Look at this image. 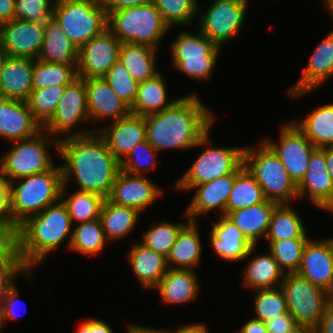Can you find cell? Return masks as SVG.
Wrapping results in <instances>:
<instances>
[{
	"label": "cell",
	"instance_id": "6da1fadb",
	"mask_svg": "<svg viewBox=\"0 0 333 333\" xmlns=\"http://www.w3.org/2000/svg\"><path fill=\"white\" fill-rule=\"evenodd\" d=\"M63 185L74 178L78 190L107 199L121 170L120 162L109 151L104 138L94 131L87 135L61 138L59 152Z\"/></svg>",
	"mask_w": 333,
	"mask_h": 333
},
{
	"label": "cell",
	"instance_id": "7a4b0ae2",
	"mask_svg": "<svg viewBox=\"0 0 333 333\" xmlns=\"http://www.w3.org/2000/svg\"><path fill=\"white\" fill-rule=\"evenodd\" d=\"M206 107L192 93L159 113L145 116L146 140L156 151L194 148L215 122Z\"/></svg>",
	"mask_w": 333,
	"mask_h": 333
},
{
	"label": "cell",
	"instance_id": "3957f363",
	"mask_svg": "<svg viewBox=\"0 0 333 333\" xmlns=\"http://www.w3.org/2000/svg\"><path fill=\"white\" fill-rule=\"evenodd\" d=\"M72 221L60 199L42 212L30 216L19 225V252L25 265L32 270L64 240H72Z\"/></svg>",
	"mask_w": 333,
	"mask_h": 333
},
{
	"label": "cell",
	"instance_id": "277c9868",
	"mask_svg": "<svg viewBox=\"0 0 333 333\" xmlns=\"http://www.w3.org/2000/svg\"><path fill=\"white\" fill-rule=\"evenodd\" d=\"M20 180V185L14 184L15 181L10 182V212L18 225L61 199V165Z\"/></svg>",
	"mask_w": 333,
	"mask_h": 333
},
{
	"label": "cell",
	"instance_id": "5b68a950",
	"mask_svg": "<svg viewBox=\"0 0 333 333\" xmlns=\"http://www.w3.org/2000/svg\"><path fill=\"white\" fill-rule=\"evenodd\" d=\"M244 166L261 186L266 200L290 204L298 199L297 186L281 160L264 141L257 148H244Z\"/></svg>",
	"mask_w": 333,
	"mask_h": 333
},
{
	"label": "cell",
	"instance_id": "8992f818",
	"mask_svg": "<svg viewBox=\"0 0 333 333\" xmlns=\"http://www.w3.org/2000/svg\"><path fill=\"white\" fill-rule=\"evenodd\" d=\"M107 28L121 43L157 48L169 26L153 3L126 7L108 14Z\"/></svg>",
	"mask_w": 333,
	"mask_h": 333
},
{
	"label": "cell",
	"instance_id": "52a82bcc",
	"mask_svg": "<svg viewBox=\"0 0 333 333\" xmlns=\"http://www.w3.org/2000/svg\"><path fill=\"white\" fill-rule=\"evenodd\" d=\"M209 136L210 130L196 144L206 146L190 168L176 181V189L190 191L194 186L234 173L244 163L245 147H212L209 146Z\"/></svg>",
	"mask_w": 333,
	"mask_h": 333
},
{
	"label": "cell",
	"instance_id": "ba28073f",
	"mask_svg": "<svg viewBox=\"0 0 333 333\" xmlns=\"http://www.w3.org/2000/svg\"><path fill=\"white\" fill-rule=\"evenodd\" d=\"M52 17L78 49L107 29L108 15L101 1L55 0Z\"/></svg>",
	"mask_w": 333,
	"mask_h": 333
},
{
	"label": "cell",
	"instance_id": "9c48e42d",
	"mask_svg": "<svg viewBox=\"0 0 333 333\" xmlns=\"http://www.w3.org/2000/svg\"><path fill=\"white\" fill-rule=\"evenodd\" d=\"M59 142L43 129L31 138L14 141L13 147L0 158V168L9 182L48 171L55 165L47 145L52 144L59 152Z\"/></svg>",
	"mask_w": 333,
	"mask_h": 333
},
{
	"label": "cell",
	"instance_id": "30bf717a",
	"mask_svg": "<svg viewBox=\"0 0 333 333\" xmlns=\"http://www.w3.org/2000/svg\"><path fill=\"white\" fill-rule=\"evenodd\" d=\"M280 287L286 298L288 312L295 322L315 327L324 314L326 300L331 294L297 272L285 273Z\"/></svg>",
	"mask_w": 333,
	"mask_h": 333
},
{
	"label": "cell",
	"instance_id": "8fae6325",
	"mask_svg": "<svg viewBox=\"0 0 333 333\" xmlns=\"http://www.w3.org/2000/svg\"><path fill=\"white\" fill-rule=\"evenodd\" d=\"M90 121L87 105V93L83 78L75 79L67 85L61 99L58 101L56 111L51 119L42 127L49 135L61 140L62 135L65 138L72 136H82L96 131L86 129L82 131H71L73 126L81 122Z\"/></svg>",
	"mask_w": 333,
	"mask_h": 333
},
{
	"label": "cell",
	"instance_id": "7c38bea8",
	"mask_svg": "<svg viewBox=\"0 0 333 333\" xmlns=\"http://www.w3.org/2000/svg\"><path fill=\"white\" fill-rule=\"evenodd\" d=\"M248 0H214L199 20V31L221 47L242 29Z\"/></svg>",
	"mask_w": 333,
	"mask_h": 333
},
{
	"label": "cell",
	"instance_id": "4fadbf2b",
	"mask_svg": "<svg viewBox=\"0 0 333 333\" xmlns=\"http://www.w3.org/2000/svg\"><path fill=\"white\" fill-rule=\"evenodd\" d=\"M281 160L297 186L303 179L312 153L317 149L294 125L285 123L279 131V143L263 140Z\"/></svg>",
	"mask_w": 333,
	"mask_h": 333
},
{
	"label": "cell",
	"instance_id": "5bb4252c",
	"mask_svg": "<svg viewBox=\"0 0 333 333\" xmlns=\"http://www.w3.org/2000/svg\"><path fill=\"white\" fill-rule=\"evenodd\" d=\"M121 42L107 28L78 49L77 76L103 77L118 61Z\"/></svg>",
	"mask_w": 333,
	"mask_h": 333
},
{
	"label": "cell",
	"instance_id": "9a60e30c",
	"mask_svg": "<svg viewBox=\"0 0 333 333\" xmlns=\"http://www.w3.org/2000/svg\"><path fill=\"white\" fill-rule=\"evenodd\" d=\"M45 23L13 19L0 25V40L11 57L37 59L44 40Z\"/></svg>",
	"mask_w": 333,
	"mask_h": 333
},
{
	"label": "cell",
	"instance_id": "2e32d148",
	"mask_svg": "<svg viewBox=\"0 0 333 333\" xmlns=\"http://www.w3.org/2000/svg\"><path fill=\"white\" fill-rule=\"evenodd\" d=\"M160 195L162 189L146 178V175H131L120 170L107 199L116 205L131 207L142 213Z\"/></svg>",
	"mask_w": 333,
	"mask_h": 333
},
{
	"label": "cell",
	"instance_id": "e0dca14e",
	"mask_svg": "<svg viewBox=\"0 0 333 333\" xmlns=\"http://www.w3.org/2000/svg\"><path fill=\"white\" fill-rule=\"evenodd\" d=\"M299 275L333 293V239H309L304 246Z\"/></svg>",
	"mask_w": 333,
	"mask_h": 333
},
{
	"label": "cell",
	"instance_id": "ac0fdd59",
	"mask_svg": "<svg viewBox=\"0 0 333 333\" xmlns=\"http://www.w3.org/2000/svg\"><path fill=\"white\" fill-rule=\"evenodd\" d=\"M244 163L231 174L219 177L216 180L194 186L196 190L193 200L187 206L186 215L190 221H196L198 216H206V213L219 209L221 216H226V204L233 189L235 176L244 168ZM197 216V217H196Z\"/></svg>",
	"mask_w": 333,
	"mask_h": 333
},
{
	"label": "cell",
	"instance_id": "d6986e66",
	"mask_svg": "<svg viewBox=\"0 0 333 333\" xmlns=\"http://www.w3.org/2000/svg\"><path fill=\"white\" fill-rule=\"evenodd\" d=\"M298 199L305 195L317 207L333 212V183L327 171L324 152L317 148L311 155L309 166L297 185Z\"/></svg>",
	"mask_w": 333,
	"mask_h": 333
},
{
	"label": "cell",
	"instance_id": "ffe728a7",
	"mask_svg": "<svg viewBox=\"0 0 333 333\" xmlns=\"http://www.w3.org/2000/svg\"><path fill=\"white\" fill-rule=\"evenodd\" d=\"M333 76V30L317 45L297 82L288 88L291 98L317 89Z\"/></svg>",
	"mask_w": 333,
	"mask_h": 333
},
{
	"label": "cell",
	"instance_id": "44dd1931",
	"mask_svg": "<svg viewBox=\"0 0 333 333\" xmlns=\"http://www.w3.org/2000/svg\"><path fill=\"white\" fill-rule=\"evenodd\" d=\"M96 131L104 138L109 151L120 162L138 143L146 140L145 117L130 113Z\"/></svg>",
	"mask_w": 333,
	"mask_h": 333
},
{
	"label": "cell",
	"instance_id": "7402d4cb",
	"mask_svg": "<svg viewBox=\"0 0 333 333\" xmlns=\"http://www.w3.org/2000/svg\"><path fill=\"white\" fill-rule=\"evenodd\" d=\"M83 79L90 122L109 118L115 121L131 113L130 107L117 96L103 77Z\"/></svg>",
	"mask_w": 333,
	"mask_h": 333
},
{
	"label": "cell",
	"instance_id": "603a6c76",
	"mask_svg": "<svg viewBox=\"0 0 333 333\" xmlns=\"http://www.w3.org/2000/svg\"><path fill=\"white\" fill-rule=\"evenodd\" d=\"M42 129L26 101L0 98V137L14 142L31 138Z\"/></svg>",
	"mask_w": 333,
	"mask_h": 333
},
{
	"label": "cell",
	"instance_id": "cb8c5ba5",
	"mask_svg": "<svg viewBox=\"0 0 333 333\" xmlns=\"http://www.w3.org/2000/svg\"><path fill=\"white\" fill-rule=\"evenodd\" d=\"M210 235L215 253L227 262H241L256 248V245L249 242L234 222L225 215H220L218 222L213 223Z\"/></svg>",
	"mask_w": 333,
	"mask_h": 333
},
{
	"label": "cell",
	"instance_id": "d4e9b609",
	"mask_svg": "<svg viewBox=\"0 0 333 333\" xmlns=\"http://www.w3.org/2000/svg\"><path fill=\"white\" fill-rule=\"evenodd\" d=\"M36 59L8 56L0 78V98L26 101L33 91V69Z\"/></svg>",
	"mask_w": 333,
	"mask_h": 333
},
{
	"label": "cell",
	"instance_id": "484cf974",
	"mask_svg": "<svg viewBox=\"0 0 333 333\" xmlns=\"http://www.w3.org/2000/svg\"><path fill=\"white\" fill-rule=\"evenodd\" d=\"M197 224V221H190L187 218L186 224L178 232L175 243L166 257L168 268L195 270L199 267L203 248Z\"/></svg>",
	"mask_w": 333,
	"mask_h": 333
},
{
	"label": "cell",
	"instance_id": "4316f807",
	"mask_svg": "<svg viewBox=\"0 0 333 333\" xmlns=\"http://www.w3.org/2000/svg\"><path fill=\"white\" fill-rule=\"evenodd\" d=\"M154 289L164 304H183L197 298L199 283L194 270L168 268Z\"/></svg>",
	"mask_w": 333,
	"mask_h": 333
},
{
	"label": "cell",
	"instance_id": "83f0119b",
	"mask_svg": "<svg viewBox=\"0 0 333 333\" xmlns=\"http://www.w3.org/2000/svg\"><path fill=\"white\" fill-rule=\"evenodd\" d=\"M127 258L135 278L145 289L155 288L168 269L166 257L142 243L134 244Z\"/></svg>",
	"mask_w": 333,
	"mask_h": 333
},
{
	"label": "cell",
	"instance_id": "f1b7e54d",
	"mask_svg": "<svg viewBox=\"0 0 333 333\" xmlns=\"http://www.w3.org/2000/svg\"><path fill=\"white\" fill-rule=\"evenodd\" d=\"M37 60L57 64H77L78 62V48L53 17L45 22L44 40Z\"/></svg>",
	"mask_w": 333,
	"mask_h": 333
},
{
	"label": "cell",
	"instance_id": "f546056e",
	"mask_svg": "<svg viewBox=\"0 0 333 333\" xmlns=\"http://www.w3.org/2000/svg\"><path fill=\"white\" fill-rule=\"evenodd\" d=\"M277 203L265 202L231 212L227 217L241 230L242 234L253 245L260 238L265 239L268 232L272 212Z\"/></svg>",
	"mask_w": 333,
	"mask_h": 333
},
{
	"label": "cell",
	"instance_id": "4dcf8cb0",
	"mask_svg": "<svg viewBox=\"0 0 333 333\" xmlns=\"http://www.w3.org/2000/svg\"><path fill=\"white\" fill-rule=\"evenodd\" d=\"M164 80L162 73L159 72L151 79L140 82L130 112L145 117L172 106L179 98L168 101Z\"/></svg>",
	"mask_w": 333,
	"mask_h": 333
},
{
	"label": "cell",
	"instance_id": "1f68e13d",
	"mask_svg": "<svg viewBox=\"0 0 333 333\" xmlns=\"http://www.w3.org/2000/svg\"><path fill=\"white\" fill-rule=\"evenodd\" d=\"M244 269L242 282L253 291L279 287L285 275L270 251L251 258Z\"/></svg>",
	"mask_w": 333,
	"mask_h": 333
},
{
	"label": "cell",
	"instance_id": "d6a6232c",
	"mask_svg": "<svg viewBox=\"0 0 333 333\" xmlns=\"http://www.w3.org/2000/svg\"><path fill=\"white\" fill-rule=\"evenodd\" d=\"M156 51V48L143 44L122 43L118 60L140 83L151 79L160 72L156 67Z\"/></svg>",
	"mask_w": 333,
	"mask_h": 333
},
{
	"label": "cell",
	"instance_id": "836d02e7",
	"mask_svg": "<svg viewBox=\"0 0 333 333\" xmlns=\"http://www.w3.org/2000/svg\"><path fill=\"white\" fill-rule=\"evenodd\" d=\"M141 212L131 207L119 206L105 199L100 212V222L107 241L125 238L135 228Z\"/></svg>",
	"mask_w": 333,
	"mask_h": 333
},
{
	"label": "cell",
	"instance_id": "e575fe53",
	"mask_svg": "<svg viewBox=\"0 0 333 333\" xmlns=\"http://www.w3.org/2000/svg\"><path fill=\"white\" fill-rule=\"evenodd\" d=\"M293 123L316 148L333 146V103L319 106L303 121Z\"/></svg>",
	"mask_w": 333,
	"mask_h": 333
},
{
	"label": "cell",
	"instance_id": "d590c367",
	"mask_svg": "<svg viewBox=\"0 0 333 333\" xmlns=\"http://www.w3.org/2000/svg\"><path fill=\"white\" fill-rule=\"evenodd\" d=\"M296 210L290 204H277L272 212L265 239L280 241L293 238H308L307 230Z\"/></svg>",
	"mask_w": 333,
	"mask_h": 333
},
{
	"label": "cell",
	"instance_id": "8d00e7d4",
	"mask_svg": "<svg viewBox=\"0 0 333 333\" xmlns=\"http://www.w3.org/2000/svg\"><path fill=\"white\" fill-rule=\"evenodd\" d=\"M266 199L261 186L255 177L244 167L236 176L228 202L226 204V216L231 212L247 208Z\"/></svg>",
	"mask_w": 333,
	"mask_h": 333
},
{
	"label": "cell",
	"instance_id": "74e56055",
	"mask_svg": "<svg viewBox=\"0 0 333 333\" xmlns=\"http://www.w3.org/2000/svg\"><path fill=\"white\" fill-rule=\"evenodd\" d=\"M67 187V185L62 186L61 200L68 210L72 224H74V220L80 224L99 219L105 198L95 193L80 190L73 192L69 197H65Z\"/></svg>",
	"mask_w": 333,
	"mask_h": 333
},
{
	"label": "cell",
	"instance_id": "f35d334b",
	"mask_svg": "<svg viewBox=\"0 0 333 333\" xmlns=\"http://www.w3.org/2000/svg\"><path fill=\"white\" fill-rule=\"evenodd\" d=\"M107 239L100 219L80 223L74 227L69 249L95 256L105 247Z\"/></svg>",
	"mask_w": 333,
	"mask_h": 333
},
{
	"label": "cell",
	"instance_id": "ab89813d",
	"mask_svg": "<svg viewBox=\"0 0 333 333\" xmlns=\"http://www.w3.org/2000/svg\"><path fill=\"white\" fill-rule=\"evenodd\" d=\"M77 78V64L45 63L35 60L32 76L33 89L69 85Z\"/></svg>",
	"mask_w": 333,
	"mask_h": 333
},
{
	"label": "cell",
	"instance_id": "60d3db41",
	"mask_svg": "<svg viewBox=\"0 0 333 333\" xmlns=\"http://www.w3.org/2000/svg\"><path fill=\"white\" fill-rule=\"evenodd\" d=\"M170 47L172 57L218 56L221 50L200 31L196 34L188 31L179 33Z\"/></svg>",
	"mask_w": 333,
	"mask_h": 333
},
{
	"label": "cell",
	"instance_id": "b9f144b4",
	"mask_svg": "<svg viewBox=\"0 0 333 333\" xmlns=\"http://www.w3.org/2000/svg\"><path fill=\"white\" fill-rule=\"evenodd\" d=\"M67 85L33 89L26 100L34 119L43 127L54 115Z\"/></svg>",
	"mask_w": 333,
	"mask_h": 333
},
{
	"label": "cell",
	"instance_id": "7bdbcfd3",
	"mask_svg": "<svg viewBox=\"0 0 333 333\" xmlns=\"http://www.w3.org/2000/svg\"><path fill=\"white\" fill-rule=\"evenodd\" d=\"M310 238H293L268 241V251L278 262L284 273H294L300 268L305 244Z\"/></svg>",
	"mask_w": 333,
	"mask_h": 333
},
{
	"label": "cell",
	"instance_id": "ee69618b",
	"mask_svg": "<svg viewBox=\"0 0 333 333\" xmlns=\"http://www.w3.org/2000/svg\"><path fill=\"white\" fill-rule=\"evenodd\" d=\"M198 2L199 0H153L152 3L160 12L163 21L171 29V26L176 24H192L193 18L200 15Z\"/></svg>",
	"mask_w": 333,
	"mask_h": 333
},
{
	"label": "cell",
	"instance_id": "f6af8a7d",
	"mask_svg": "<svg viewBox=\"0 0 333 333\" xmlns=\"http://www.w3.org/2000/svg\"><path fill=\"white\" fill-rule=\"evenodd\" d=\"M185 224L183 222L172 223L168 221L155 223V225L143 232L141 243L154 252L167 257L175 243L178 232Z\"/></svg>",
	"mask_w": 333,
	"mask_h": 333
},
{
	"label": "cell",
	"instance_id": "bcb514c9",
	"mask_svg": "<svg viewBox=\"0 0 333 333\" xmlns=\"http://www.w3.org/2000/svg\"><path fill=\"white\" fill-rule=\"evenodd\" d=\"M254 319L266 322L288 312L286 298L281 287L255 290Z\"/></svg>",
	"mask_w": 333,
	"mask_h": 333
},
{
	"label": "cell",
	"instance_id": "7dc6e473",
	"mask_svg": "<svg viewBox=\"0 0 333 333\" xmlns=\"http://www.w3.org/2000/svg\"><path fill=\"white\" fill-rule=\"evenodd\" d=\"M155 152L156 150L147 140L138 143L120 161V168L131 175H147L143 172L149 169L152 170L157 166Z\"/></svg>",
	"mask_w": 333,
	"mask_h": 333
},
{
	"label": "cell",
	"instance_id": "c3c4849f",
	"mask_svg": "<svg viewBox=\"0 0 333 333\" xmlns=\"http://www.w3.org/2000/svg\"><path fill=\"white\" fill-rule=\"evenodd\" d=\"M103 78L117 96L131 107L135 100L139 83L129 74L124 65L118 60Z\"/></svg>",
	"mask_w": 333,
	"mask_h": 333
},
{
	"label": "cell",
	"instance_id": "681fc988",
	"mask_svg": "<svg viewBox=\"0 0 333 333\" xmlns=\"http://www.w3.org/2000/svg\"><path fill=\"white\" fill-rule=\"evenodd\" d=\"M218 56L172 57L173 68L196 80L211 77Z\"/></svg>",
	"mask_w": 333,
	"mask_h": 333
},
{
	"label": "cell",
	"instance_id": "f907efd6",
	"mask_svg": "<svg viewBox=\"0 0 333 333\" xmlns=\"http://www.w3.org/2000/svg\"><path fill=\"white\" fill-rule=\"evenodd\" d=\"M55 0H15L14 19L45 23L53 15Z\"/></svg>",
	"mask_w": 333,
	"mask_h": 333
},
{
	"label": "cell",
	"instance_id": "816d5d0a",
	"mask_svg": "<svg viewBox=\"0 0 333 333\" xmlns=\"http://www.w3.org/2000/svg\"><path fill=\"white\" fill-rule=\"evenodd\" d=\"M32 271L25 265L23 259L0 260V307L3 298L15 286L14 280L17 274L32 278Z\"/></svg>",
	"mask_w": 333,
	"mask_h": 333
},
{
	"label": "cell",
	"instance_id": "f5cc1de1",
	"mask_svg": "<svg viewBox=\"0 0 333 333\" xmlns=\"http://www.w3.org/2000/svg\"><path fill=\"white\" fill-rule=\"evenodd\" d=\"M22 259L19 252V225L0 224V260Z\"/></svg>",
	"mask_w": 333,
	"mask_h": 333
},
{
	"label": "cell",
	"instance_id": "db71d44e",
	"mask_svg": "<svg viewBox=\"0 0 333 333\" xmlns=\"http://www.w3.org/2000/svg\"><path fill=\"white\" fill-rule=\"evenodd\" d=\"M18 290L16 285L8 292V294L3 298L1 307H0V332L3 328L5 320L18 318L20 315L17 311L18 305ZM17 308V309H16ZM22 313V312H21Z\"/></svg>",
	"mask_w": 333,
	"mask_h": 333
},
{
	"label": "cell",
	"instance_id": "11a10c76",
	"mask_svg": "<svg viewBox=\"0 0 333 333\" xmlns=\"http://www.w3.org/2000/svg\"><path fill=\"white\" fill-rule=\"evenodd\" d=\"M264 323L268 333H286L297 325L294 317L289 312L276 316Z\"/></svg>",
	"mask_w": 333,
	"mask_h": 333
},
{
	"label": "cell",
	"instance_id": "9f6ffc18",
	"mask_svg": "<svg viewBox=\"0 0 333 333\" xmlns=\"http://www.w3.org/2000/svg\"><path fill=\"white\" fill-rule=\"evenodd\" d=\"M0 217H11L10 182L0 168Z\"/></svg>",
	"mask_w": 333,
	"mask_h": 333
},
{
	"label": "cell",
	"instance_id": "6f0895ef",
	"mask_svg": "<svg viewBox=\"0 0 333 333\" xmlns=\"http://www.w3.org/2000/svg\"><path fill=\"white\" fill-rule=\"evenodd\" d=\"M314 328L316 333H333V296L326 300L324 314Z\"/></svg>",
	"mask_w": 333,
	"mask_h": 333
},
{
	"label": "cell",
	"instance_id": "680465c9",
	"mask_svg": "<svg viewBox=\"0 0 333 333\" xmlns=\"http://www.w3.org/2000/svg\"><path fill=\"white\" fill-rule=\"evenodd\" d=\"M101 2L108 15L110 12L122 8L150 4L153 0H101Z\"/></svg>",
	"mask_w": 333,
	"mask_h": 333
},
{
	"label": "cell",
	"instance_id": "91938a15",
	"mask_svg": "<svg viewBox=\"0 0 333 333\" xmlns=\"http://www.w3.org/2000/svg\"><path fill=\"white\" fill-rule=\"evenodd\" d=\"M15 0H0V25L14 19Z\"/></svg>",
	"mask_w": 333,
	"mask_h": 333
},
{
	"label": "cell",
	"instance_id": "94428289",
	"mask_svg": "<svg viewBox=\"0 0 333 333\" xmlns=\"http://www.w3.org/2000/svg\"><path fill=\"white\" fill-rule=\"evenodd\" d=\"M238 333H268V331L264 322L252 318L241 327Z\"/></svg>",
	"mask_w": 333,
	"mask_h": 333
},
{
	"label": "cell",
	"instance_id": "6125c7cd",
	"mask_svg": "<svg viewBox=\"0 0 333 333\" xmlns=\"http://www.w3.org/2000/svg\"><path fill=\"white\" fill-rule=\"evenodd\" d=\"M168 333H209V330L206 328V324H187L181 325L179 328L177 327L176 331L168 330Z\"/></svg>",
	"mask_w": 333,
	"mask_h": 333
},
{
	"label": "cell",
	"instance_id": "be15d7a7",
	"mask_svg": "<svg viewBox=\"0 0 333 333\" xmlns=\"http://www.w3.org/2000/svg\"><path fill=\"white\" fill-rule=\"evenodd\" d=\"M128 331L127 333H168V330H164V329H154L151 327H147V326H140L137 324H130L127 326Z\"/></svg>",
	"mask_w": 333,
	"mask_h": 333
},
{
	"label": "cell",
	"instance_id": "e7e4bbea",
	"mask_svg": "<svg viewBox=\"0 0 333 333\" xmlns=\"http://www.w3.org/2000/svg\"><path fill=\"white\" fill-rule=\"evenodd\" d=\"M320 149L324 152L327 171L333 183V146H327Z\"/></svg>",
	"mask_w": 333,
	"mask_h": 333
},
{
	"label": "cell",
	"instance_id": "03108f58",
	"mask_svg": "<svg viewBox=\"0 0 333 333\" xmlns=\"http://www.w3.org/2000/svg\"><path fill=\"white\" fill-rule=\"evenodd\" d=\"M94 333H114L112 328L102 320L94 319Z\"/></svg>",
	"mask_w": 333,
	"mask_h": 333
},
{
	"label": "cell",
	"instance_id": "003e7915",
	"mask_svg": "<svg viewBox=\"0 0 333 333\" xmlns=\"http://www.w3.org/2000/svg\"><path fill=\"white\" fill-rule=\"evenodd\" d=\"M76 333H94V319L83 321L78 327Z\"/></svg>",
	"mask_w": 333,
	"mask_h": 333
},
{
	"label": "cell",
	"instance_id": "a7ac6f4b",
	"mask_svg": "<svg viewBox=\"0 0 333 333\" xmlns=\"http://www.w3.org/2000/svg\"><path fill=\"white\" fill-rule=\"evenodd\" d=\"M286 333H316L315 328L303 324H297L290 331Z\"/></svg>",
	"mask_w": 333,
	"mask_h": 333
},
{
	"label": "cell",
	"instance_id": "89a4df30",
	"mask_svg": "<svg viewBox=\"0 0 333 333\" xmlns=\"http://www.w3.org/2000/svg\"><path fill=\"white\" fill-rule=\"evenodd\" d=\"M8 57V54L6 53V50L4 49V46L2 45V42L0 40V78H1V73L3 70L4 63Z\"/></svg>",
	"mask_w": 333,
	"mask_h": 333
},
{
	"label": "cell",
	"instance_id": "2644e50d",
	"mask_svg": "<svg viewBox=\"0 0 333 333\" xmlns=\"http://www.w3.org/2000/svg\"><path fill=\"white\" fill-rule=\"evenodd\" d=\"M0 224H17L12 217H0Z\"/></svg>",
	"mask_w": 333,
	"mask_h": 333
},
{
	"label": "cell",
	"instance_id": "8c879c8a",
	"mask_svg": "<svg viewBox=\"0 0 333 333\" xmlns=\"http://www.w3.org/2000/svg\"><path fill=\"white\" fill-rule=\"evenodd\" d=\"M324 5L326 4V8L328 9L331 17L333 18V0H324Z\"/></svg>",
	"mask_w": 333,
	"mask_h": 333
},
{
	"label": "cell",
	"instance_id": "753ad0ef",
	"mask_svg": "<svg viewBox=\"0 0 333 333\" xmlns=\"http://www.w3.org/2000/svg\"><path fill=\"white\" fill-rule=\"evenodd\" d=\"M67 1H101V0H67Z\"/></svg>",
	"mask_w": 333,
	"mask_h": 333
}]
</instances>
